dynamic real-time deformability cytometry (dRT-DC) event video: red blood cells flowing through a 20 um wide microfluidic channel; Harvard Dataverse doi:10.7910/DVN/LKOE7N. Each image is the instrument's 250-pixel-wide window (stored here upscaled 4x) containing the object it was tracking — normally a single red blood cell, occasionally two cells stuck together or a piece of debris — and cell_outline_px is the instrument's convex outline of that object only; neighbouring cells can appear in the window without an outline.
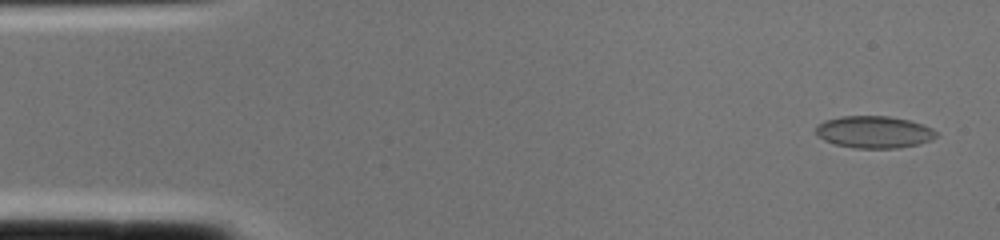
{"species": "common noctule bat (a hibernating species)", "species_latin": "Nyctalus noctula", "temperature_condition": "cold", "stored_images_in_passage": 2, "camera_frame_rate_fps": 3000, "um_per_image_px": 0.085, "animal": {"sex": "female", "body_mass_g": 22.0, "forearm_length_mm": 56.7}, "frame": {"image": 1, "passage_image": 1, "time_ms": 0.0, "image_size_px": [1000, 240], "cell_outline_px": [[936, 136], [932, 140], [920, 144], [900, 148], [856, 148], [836, 144], [824, 140], [816, 132], [816, 128], [824, 120], [840, 116], [888, 116], [908, 120], [924, 124], [932, 128], [936, 132]], "centroid_in_image_um": [74.33, 11.22], "position_along_channel_um": 10.7, "area_um2": 22.48}}
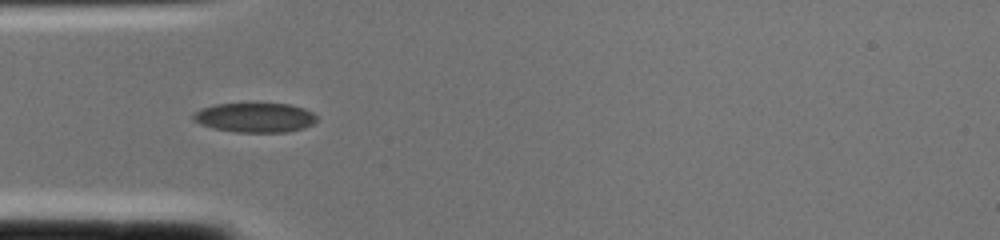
{"frame": {"image": 2, "passage_image": 2, "time_ms": 0.333, "image_size_px": [1000, 240], "cell_outline_px": [[316, 120], [312, 124], [304, 128], [288, 132], [236, 132], [212, 128], [200, 124], [192, 120], [192, 112], [200, 108], [216, 104], [292, 104], [304, 108], [312, 112], [316, 116]], "centroid_in_image_um": [21.64, 9.99], "position_along_channel_um": 63.4, "area_um2": 21.39}}